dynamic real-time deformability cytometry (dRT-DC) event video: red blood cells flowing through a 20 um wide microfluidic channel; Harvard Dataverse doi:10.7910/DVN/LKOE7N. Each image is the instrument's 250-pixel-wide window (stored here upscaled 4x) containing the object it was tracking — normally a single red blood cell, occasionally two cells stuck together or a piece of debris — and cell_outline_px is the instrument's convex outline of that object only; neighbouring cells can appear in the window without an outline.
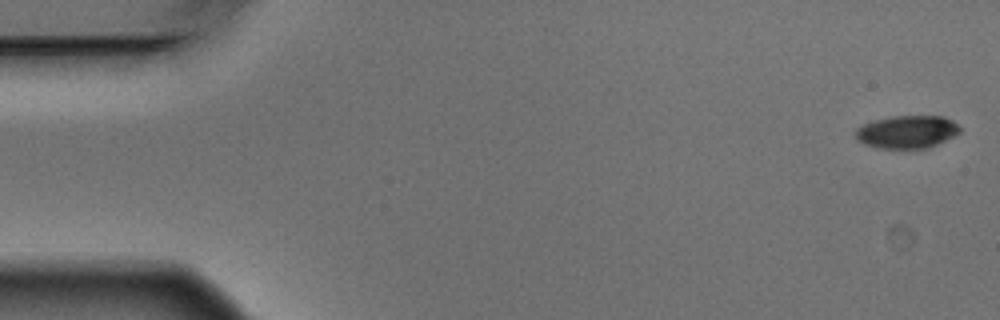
{"species": "Egyptian fruit bat (a non-hibernating species)", "species_latin": "Rousettus aegyptiacus", "temperature_condition": "warm", "stored_images_in_passage": 5, "camera_frame_rate_fps": 3000, "um_per_image_px": 0.085, "animal": {"sex": "male"}, "frame": {"image": 1, "passage_image": 1, "time_ms": 0.0, "image_size_px": [1000, 320], "cell_outline_px": [[960, 132], [936, 144], [924, 148], [880, 148], [864, 144], [856, 140], [856, 128], [872, 120], [892, 116], [944, 116], [952, 120], [960, 128]], "centroid_in_image_um": [77.06, 11.19], "position_along_channel_um": 7.9, "area_um2": 19.77}}